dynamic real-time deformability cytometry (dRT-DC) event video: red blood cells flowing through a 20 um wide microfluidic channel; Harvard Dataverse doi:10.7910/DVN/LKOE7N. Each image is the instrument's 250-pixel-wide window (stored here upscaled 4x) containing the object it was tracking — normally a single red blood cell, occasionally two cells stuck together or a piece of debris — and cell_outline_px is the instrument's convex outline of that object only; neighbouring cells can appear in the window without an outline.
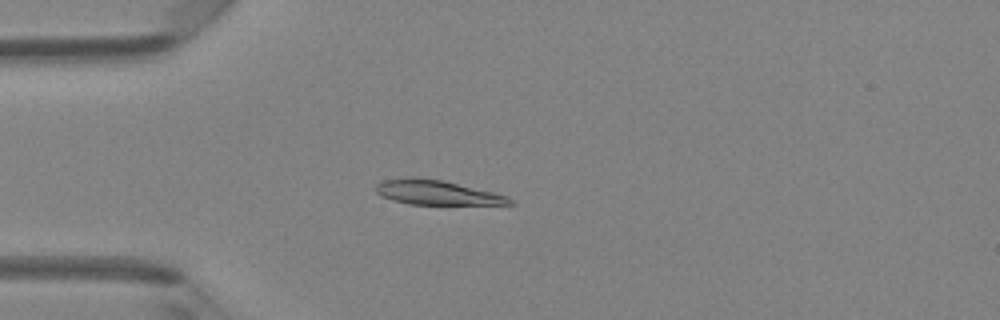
{"species": "Egyptian fruit bat (a non-hibernating species)", "species_latin": "Rousettus aegyptiacus", "temperature_condition": "room temperature", "stored_images_in_passage": 46, "camera_frame_rate_fps": 3000, "um_per_image_px": 0.085, "animal": {"sex": "female"}, "frame": {"image": 1, "passage_image": 12, "time_ms": 3.667, "image_size_px": [1000, 320], "cell_outline_px": [[516, 204], [408, 204], [392, 200], [380, 196], [372, 188], [376, 184], [384, 180], [408, 176], [412, 176], [440, 180], [492, 192], [508, 196]], "centroid_in_image_um": [37.03, 16.36], "position_along_channel_um": 48.0, "area_um2": 19.07}}
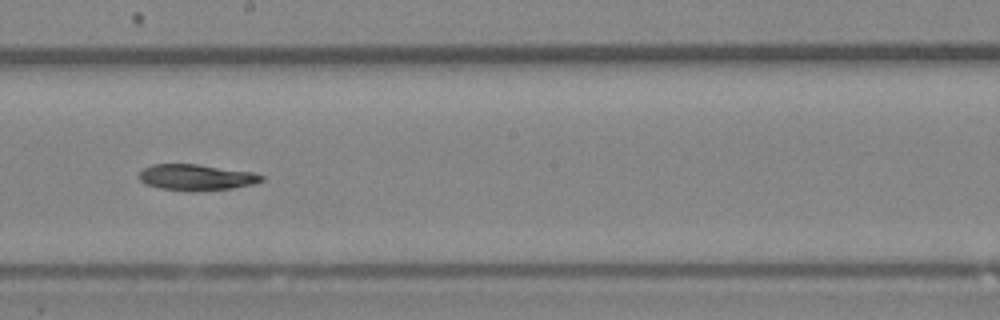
{"frame": {"image": 2, "passage_image": 26, "time_ms": 8.333, "image_size_px": [1000, 320], "cell_outline_px": [[264, 180], [252, 184], [232, 188], [192, 192], [160, 188], [144, 184], [136, 176], [144, 168], [152, 164], [196, 164], [252, 172], [264, 176]], "centroid_in_image_um": [16.64, 15.08], "position_along_channel_um": 231.6, "area_um2": 18.67}}
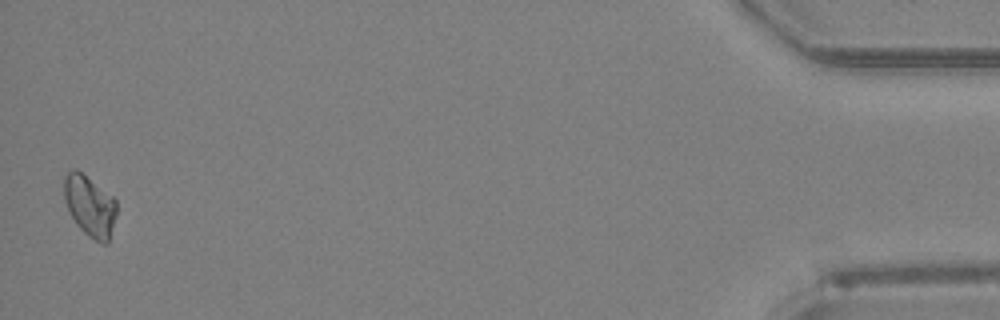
{"frame": {"image": 3, "passage_image": 46, "time_ms": 15.0, "image_size_px": [1000, 320], "cell_outline_px": [[116, 216], [108, 244], [100, 244], [88, 236], [76, 224], [64, 200], [64, 176], [68, 172], [76, 168], [112, 196], [116, 200]], "centroid_in_image_um": [7.64, 17.52], "position_along_channel_um": 427.6, "area_um2": 18.61}, "authors_computed_cell_mechanics": {"area_um2": 19.0451, "velocity_mm_per_s": 4.2756, "shape_relaxation_time_tau1_ms": null, "shape_relaxation_time_tau2_ms": 1.9904, "deformation_change_tau1": null, "deformation_change_tau2": 0.0625}}